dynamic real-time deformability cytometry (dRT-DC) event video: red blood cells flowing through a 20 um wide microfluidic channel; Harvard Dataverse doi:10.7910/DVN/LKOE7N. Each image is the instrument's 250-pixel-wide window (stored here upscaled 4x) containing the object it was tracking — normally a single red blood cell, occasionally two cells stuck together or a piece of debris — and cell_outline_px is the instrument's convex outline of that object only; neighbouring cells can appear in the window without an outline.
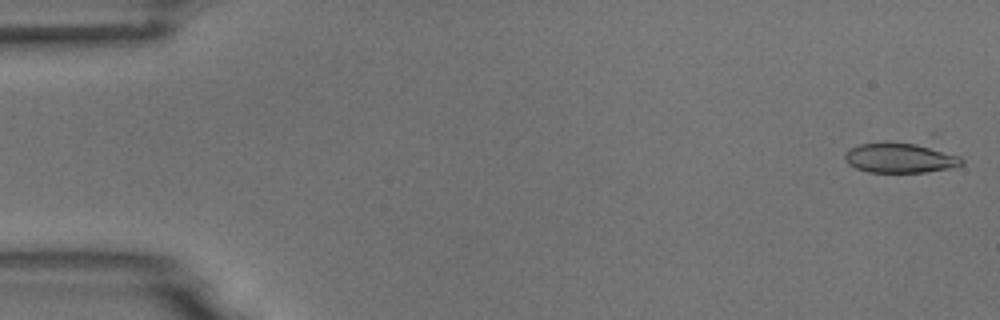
{"species": "common noctule bat (a hibernating species)", "species_latin": "Nyctalus noctula", "temperature_condition": "room temperature", "stored_images_in_passage": 53, "camera_frame_rate_fps": 3000, "um_per_image_px": 0.085, "animal": {"sex": "male", "body_mass_g": 18.8}, "frame": {"image": 1, "passage_image": 1, "time_ms": 0.0, "image_size_px": [1000, 320], "cell_outline_px": [[964, 164], [952, 168], [924, 172], [868, 172], [856, 168], [848, 164], [844, 160], [844, 152], [860, 144], [924, 144], [960, 156], [964, 160]], "centroid_in_image_um": [76.55, 13.45], "position_along_channel_um": 8.4, "area_um2": 20.11}}
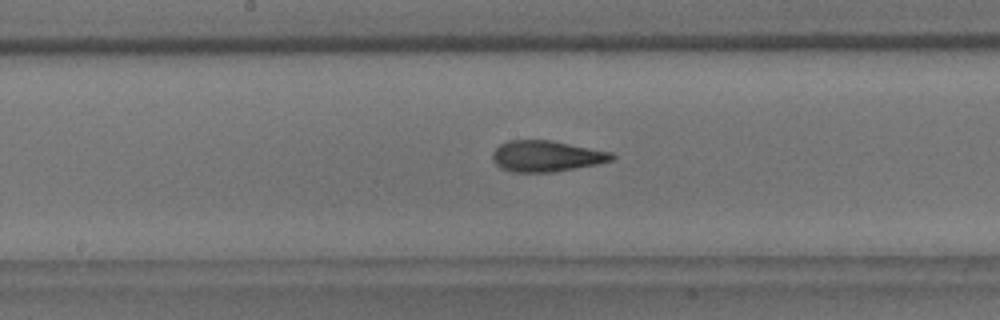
{"frame": {"image": 2, "passage_image": 27, "time_ms": 8.667, "image_size_px": [1000, 320], "cell_outline_px": [[616, 156], [612, 160], [596, 164], [552, 172], [512, 172], [500, 168], [492, 160], [492, 152], [500, 144], [508, 140], [548, 140], [612, 152]], "centroid_in_image_um": [46.4, 13.27], "position_along_channel_um": 201.8, "area_um2": 21.44}}
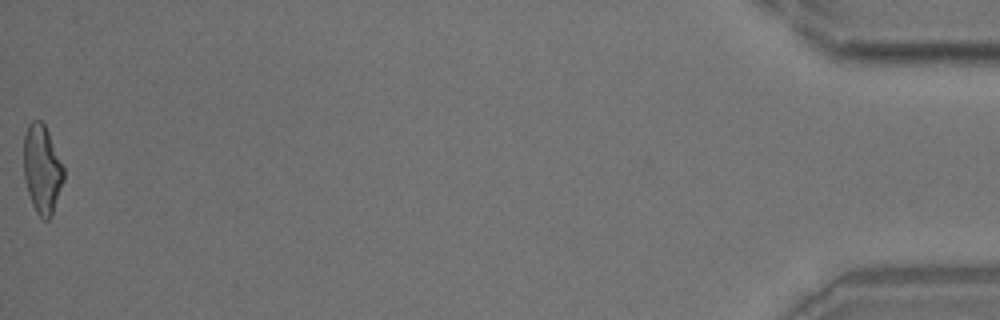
{"frame": {"image": 3, "passage_image": 53, "time_ms": 17.333, "image_size_px": [1000, 320], "cell_outline_px": [[64, 180], [52, 216], [48, 220], [44, 220], [36, 212], [32, 204], [28, 192], [24, 176], [24, 136], [28, 124], [32, 120], [40, 120], [44, 124], [48, 132], [64, 168]], "centroid_in_image_um": [3.58, 14.4], "position_along_channel_um": 431.6, "area_um2": 20.58}, "authors_computed_cell_mechanics": {"area_um2": 21.2126, "velocity_mm_per_s": 3.7939, "shape_relaxation_time_tau1_ms": 7.8172, "shape_relaxation_time_tau2_ms": 2.3558, "deformation_change_tau1": 0.213, "deformation_change_tau2": 0.1191}}